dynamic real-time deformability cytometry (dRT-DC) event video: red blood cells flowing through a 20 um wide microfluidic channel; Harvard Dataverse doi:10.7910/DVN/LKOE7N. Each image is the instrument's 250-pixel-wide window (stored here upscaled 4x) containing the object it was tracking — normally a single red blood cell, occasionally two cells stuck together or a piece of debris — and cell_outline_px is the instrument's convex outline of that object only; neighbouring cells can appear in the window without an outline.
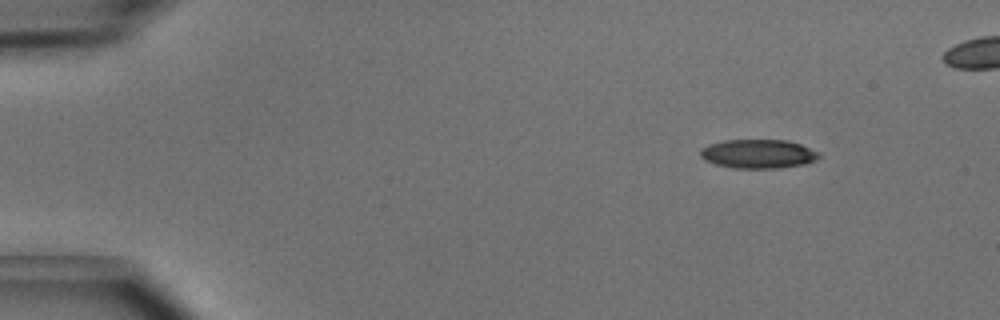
{"species": "common noctule bat (a hibernating species)", "species_latin": "Nyctalus noctula", "temperature_condition": "cold", "stored_images_in_passage": 6, "camera_frame_rate_fps": 3000, "um_per_image_px": 0.085, "animal": {"sex": "male", "body_mass_g": 15.6}, "frame": {"image": 1, "passage_image": 1, "time_ms": 0.0, "image_size_px": [1000, 320], "cell_outline_px": [[820, 156], [816, 160], [804, 164], [780, 168], [732, 168], [716, 164], [704, 160], [700, 156], [700, 148], [708, 144], [724, 140], [788, 140], [800, 144], [820, 152]], "centroid_in_image_um": [64.44, 13.07], "position_along_channel_um": 20.6, "area_um2": 20.17}}